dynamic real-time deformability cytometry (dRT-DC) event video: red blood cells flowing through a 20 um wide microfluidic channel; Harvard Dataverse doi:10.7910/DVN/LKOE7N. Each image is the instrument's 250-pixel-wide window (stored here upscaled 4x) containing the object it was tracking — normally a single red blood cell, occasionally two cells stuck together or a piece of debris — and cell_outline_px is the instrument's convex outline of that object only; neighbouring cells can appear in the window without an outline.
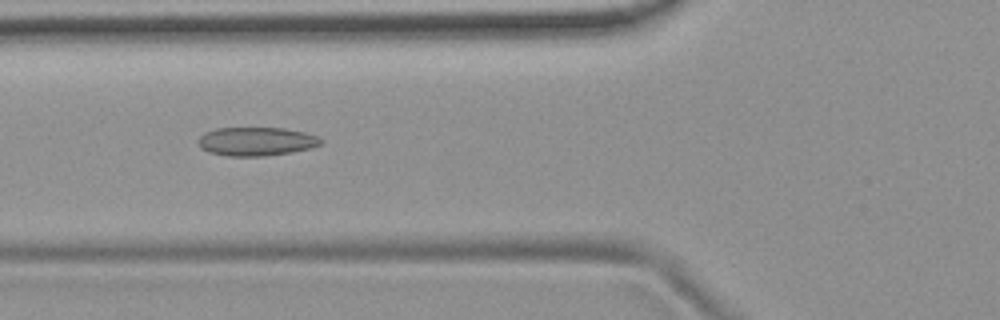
{"species": "common noctule bat (a hibernating species)", "species_latin": "Nyctalus noctula", "temperature_condition": "room temperature", "stored_images_in_passage": 52, "camera_frame_rate_fps": 3000, "um_per_image_px": 0.085, "animal": {"sex": "female", "body_mass_g": 19.9}, "frame": {"image": 1, "passage_image": 19, "time_ms": 6.0, "image_size_px": [1000, 320], "cell_outline_px": [[324, 140], [320, 144], [312, 148], [292, 152], [264, 156], [228, 156], [208, 152], [200, 148], [200, 136], [204, 132], [216, 128], [284, 128], [304, 132], [320, 136]], "centroid_in_image_um": [21.82, 12.02], "position_along_channel_um": 104.0, "area_um2": 20.58}}
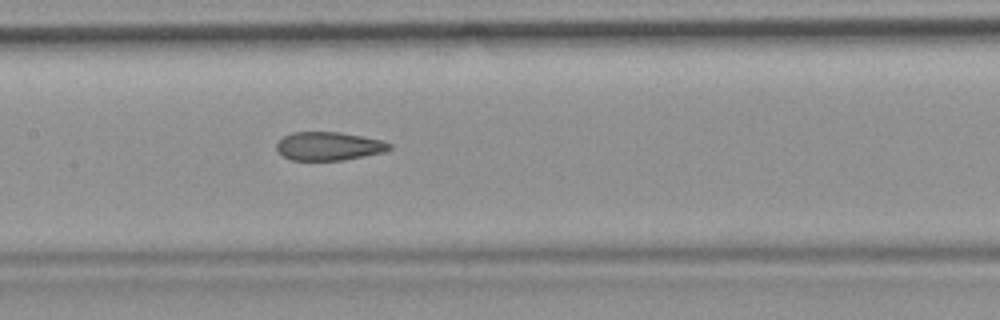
{"frame": {"image": 2, "passage_image": 25, "time_ms": 8.0, "image_size_px": [1000, 320], "cell_outline_px": [[392, 148], [384, 152], [344, 160], [292, 160], [284, 156], [276, 148], [276, 144], [284, 136], [292, 132], [340, 132], [384, 140], [392, 144]], "centroid_in_image_um": [27.99, 12.42], "position_along_channel_um": 179.4, "area_um2": 18.73}}
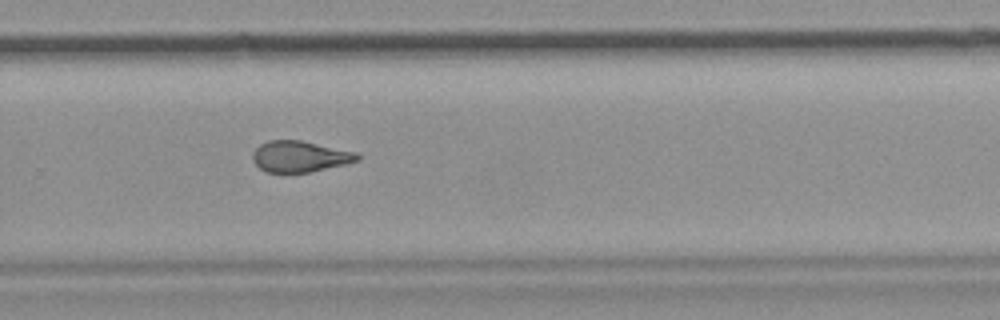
{"frame": {"image": 3, "passage_image": 35, "time_ms": 11.333, "image_size_px": [1000, 320], "cell_outline_px": [[360, 160], [344, 164], [308, 172], [264, 172], [252, 160], [252, 152], [260, 144], [268, 140], [300, 140], [356, 152], [360, 156]], "centroid_in_image_um": [25.45, 13.29], "position_along_channel_um": 304.3, "area_um2": 18.84}, "authors_computed_cell_mechanics": {"area_um2": 20.1433, "velocity_mm_per_s": 3.7634, "shape_relaxation_time_tau1_ms": null, "shape_relaxation_time_tau2_ms": 1.6726, "deformation_change_tau1": null, "deformation_change_tau2": 0.0845}}